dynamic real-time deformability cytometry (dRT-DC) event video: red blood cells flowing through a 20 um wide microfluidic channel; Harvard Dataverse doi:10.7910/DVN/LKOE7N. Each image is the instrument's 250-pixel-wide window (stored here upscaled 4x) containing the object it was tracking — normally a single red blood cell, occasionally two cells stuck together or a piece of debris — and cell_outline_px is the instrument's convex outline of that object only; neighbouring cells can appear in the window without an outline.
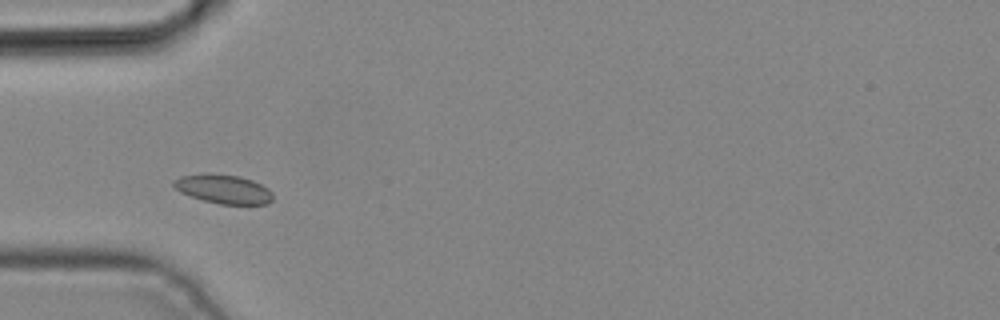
{"species": "common noctule bat (a hibernating species)", "species_latin": "Nyctalus noctula", "temperature_condition": "cold", "stored_images_in_passage": 3, "camera_frame_rate_fps": 3000, "um_per_image_px": 0.085, "animal": {"sex": "male", "body_mass_g": 19.2, "forearm_length_mm": 51.8}, "frame": {"image": 1, "passage_image": 3, "time_ms": 0.667, "image_size_px": [1000, 320], "cell_outline_px": [[272, 200], [268, 204], [220, 204], [204, 200], [180, 192], [172, 184], [172, 180], [180, 176], [208, 172], [240, 176], [252, 180], [268, 188], [272, 192]], "centroid_in_image_um": [18.98, 16.05], "position_along_channel_um": 66.0, "area_um2": 16.88}}